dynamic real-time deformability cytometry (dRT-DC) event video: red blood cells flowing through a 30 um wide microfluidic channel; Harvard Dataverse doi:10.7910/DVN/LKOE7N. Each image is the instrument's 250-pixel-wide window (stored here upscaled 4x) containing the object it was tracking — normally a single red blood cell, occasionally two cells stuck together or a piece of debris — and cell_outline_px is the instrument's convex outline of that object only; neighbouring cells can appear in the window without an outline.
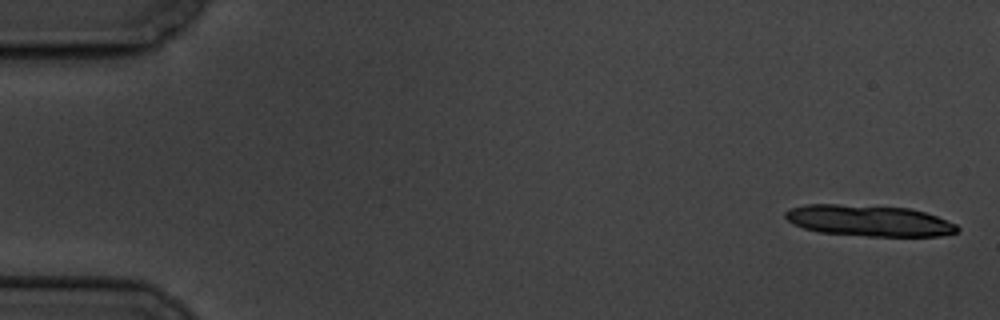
{"species": "common noctule bat (a hibernating species)", "species_latin": "Nyctalus noctula", "temperature_condition": "cold", "stored_images_in_passage": 6, "camera_frame_rate_fps": 3000, "um_per_image_px": 0.085, "animal": {"sex": "male", "body_mass_g": 19.5, "forearm_length_mm": 54.6}, "frame": {"image": 1, "passage_image": 1, "time_ms": 0.0, "image_size_px": [1000, 320], "cell_outline_px": [[960, 228], [956, 232], [940, 236], [868, 236], [820, 232], [804, 228], [792, 224], [784, 216], [784, 212], [788, 208], [804, 204], [836, 204], [912, 208], [936, 216], [956, 224]], "centroid_in_image_um": [73.82, 18.75], "position_along_channel_um": 11.2, "area_um2": 31.27}}